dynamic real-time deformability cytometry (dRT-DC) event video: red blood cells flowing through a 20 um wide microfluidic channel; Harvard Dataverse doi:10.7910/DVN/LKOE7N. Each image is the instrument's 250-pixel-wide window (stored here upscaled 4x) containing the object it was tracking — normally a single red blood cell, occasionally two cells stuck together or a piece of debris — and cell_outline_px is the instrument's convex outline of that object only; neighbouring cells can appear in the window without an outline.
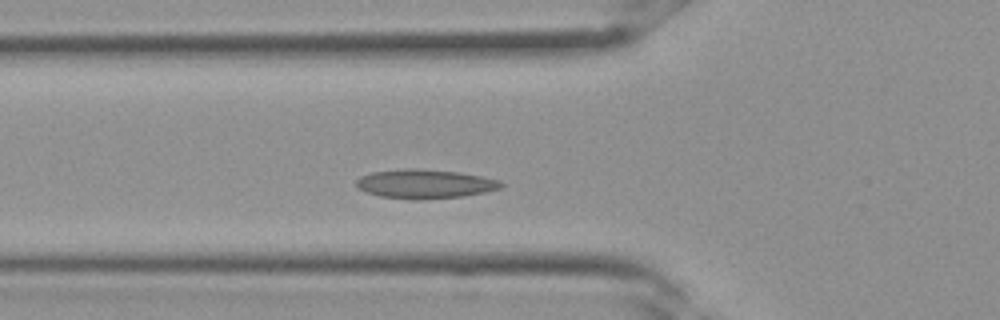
{"species": "Egyptian fruit bat (a non-hibernating species)", "species_latin": "Rousettus aegyptiacus", "temperature_condition": "room temperature", "stored_images_in_passage": 23, "camera_frame_rate_fps": 3000, "um_per_image_px": 0.085, "frame": {"image": 1, "passage_image": 2, "time_ms": 0.333, "image_size_px": [1000, 320], "cell_outline_px": [[504, 184], [500, 188], [484, 192], [464, 196], [424, 200], [412, 200], [380, 196], [356, 188], [356, 180], [360, 176], [372, 172], [408, 168], [416, 168], [456, 172], [480, 176], [500, 180]], "centroid_in_image_um": [36.09, 15.64], "position_along_channel_um": 89.7, "area_um2": 24.57}}
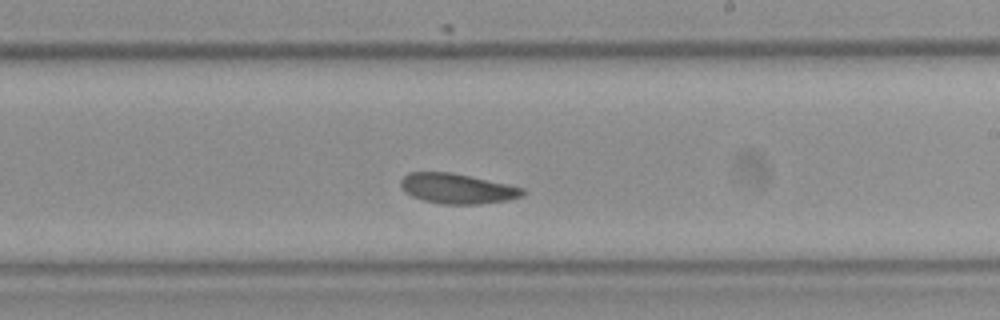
{"frame": {"image": 2, "passage_image": 10, "time_ms": 3.0, "image_size_px": [1000, 320], "cell_outline_px": [[524, 196], [508, 200], [480, 204], [444, 204], [424, 200], [412, 196], [404, 192], [400, 184], [400, 180], [408, 172], [452, 172], [508, 184], [524, 188]], "centroid_in_image_um": [38.87, 16.02], "position_along_channel_um": 250.1, "area_um2": 21.44}}
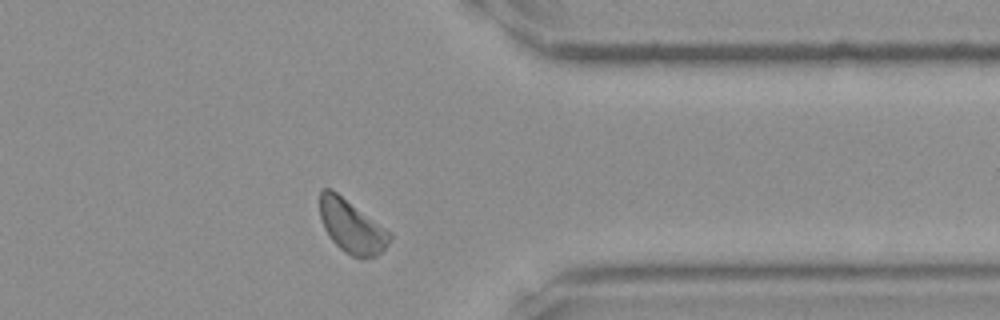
{"frame": {"image": 3, "passage_image": 17, "time_ms": 5.333, "image_size_px": [1000, 320], "cell_outline_px": [[392, 236], [388, 244], [376, 256], [352, 256], [344, 252], [332, 240], [324, 228], [320, 216], [320, 188], [332, 188], [392, 232]], "centroid_in_image_um": [29.88, 19.2], "position_along_channel_um": 381.5, "area_um2": 21.62}}